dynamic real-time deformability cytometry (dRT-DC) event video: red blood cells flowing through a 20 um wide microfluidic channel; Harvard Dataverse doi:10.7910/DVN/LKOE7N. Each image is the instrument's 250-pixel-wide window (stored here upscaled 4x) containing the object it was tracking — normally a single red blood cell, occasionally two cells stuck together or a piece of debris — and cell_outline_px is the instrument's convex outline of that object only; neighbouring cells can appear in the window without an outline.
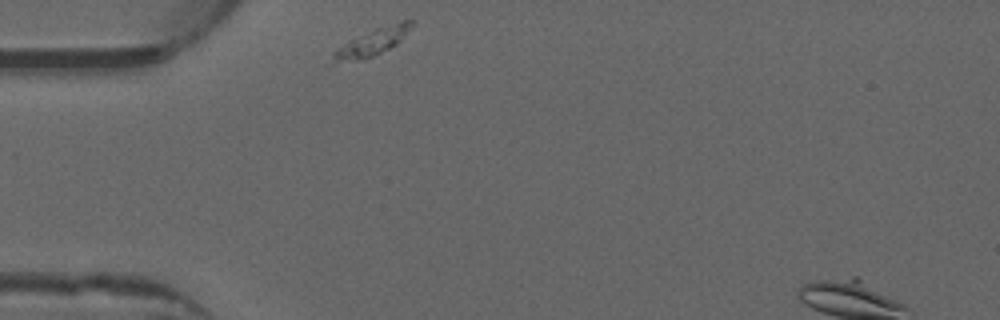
{"species": "common noctule bat (a hibernating species)", "species_latin": "Nyctalus noctula", "temperature_condition": "warm", "stored_images_in_passage": 32, "camera_frame_rate_fps": 3000, "um_per_image_px": 0.085, "animal": {"sex": "male", "forearm_length_mm": 52.5}, "frame": {"image": 1, "passage_image": 1, "time_ms": 0.0, "image_size_px": [1000, 320], "cell_outline_px": [[416, 24], [396, 44], [372, 56], [352, 60], [332, 60], [332, 52], [348, 40], [376, 28], [400, 20], [416, 20]], "centroid_in_image_um": [31.74, 3.5], "position_along_channel_um": 53.3, "area_um2": 11.96}}
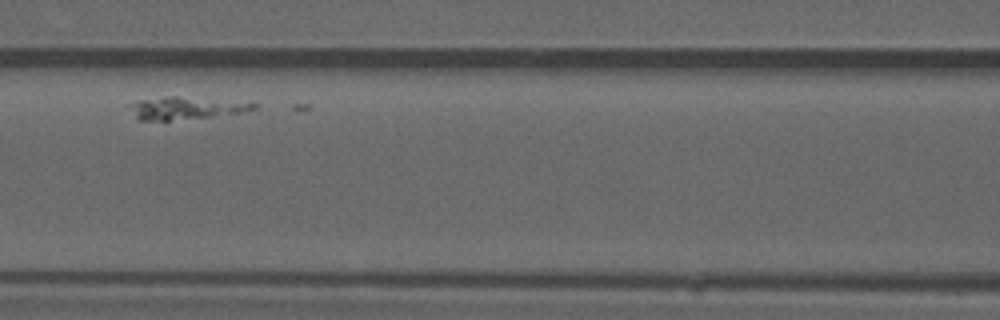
{"frame": {"image": 2, "passage_image": 11, "time_ms": 3.333, "image_size_px": [1000, 320], "cell_outline_px": [[260, 104], [256, 108], [240, 112], [208, 116], [168, 120], [136, 120], [124, 104], [136, 100], [164, 96], [176, 96]], "centroid_in_image_um": [15.57, 9.17], "position_along_channel_um": 151.0, "area_um2": 16.01}}
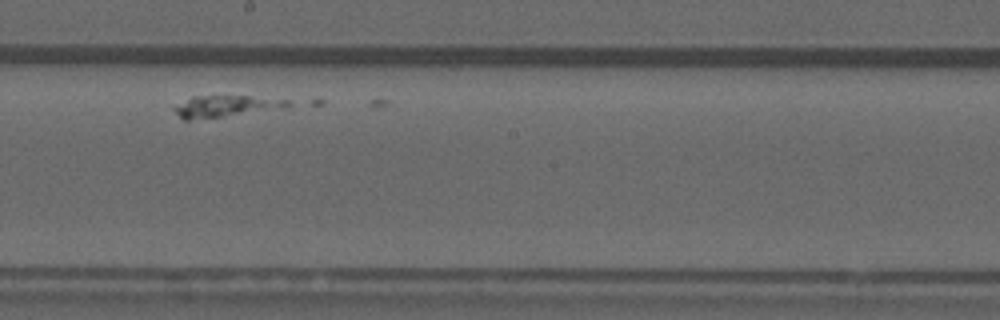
{"frame": {"image": 3, "passage_image": 18, "time_ms": 5.667, "image_size_px": [1000, 320], "cell_outline_px": [[296, 104], [288, 108], [188, 120], [184, 120], [172, 108], [192, 96], [248, 96], [288, 100]], "centroid_in_image_um": [19.27, 9.02], "position_along_channel_um": 228.9, "area_um2": 14.05}}